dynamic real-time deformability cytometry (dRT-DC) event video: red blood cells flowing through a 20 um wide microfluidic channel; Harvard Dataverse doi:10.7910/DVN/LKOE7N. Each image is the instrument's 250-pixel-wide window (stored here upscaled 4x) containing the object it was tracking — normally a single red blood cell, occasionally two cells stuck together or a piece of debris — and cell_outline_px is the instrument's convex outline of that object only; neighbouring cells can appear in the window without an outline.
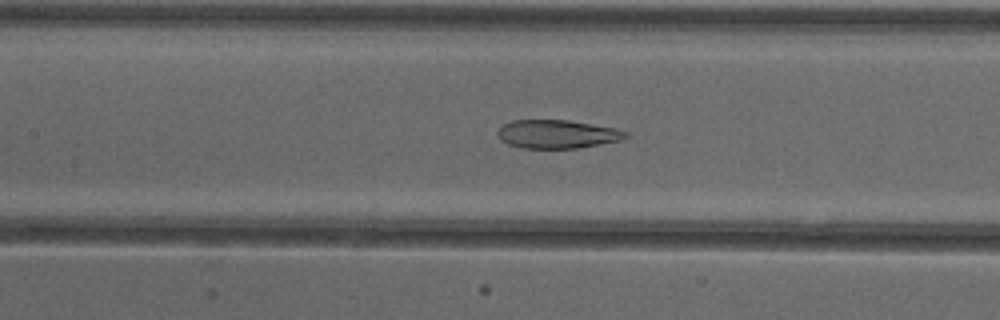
{"species": "common noctule bat (a hibernating species)", "species_latin": "Nyctalus noctula", "temperature_condition": "cold", "stored_images_in_passage": 52, "camera_frame_rate_fps": 3000, "um_per_image_px": 0.085, "animal": {"sex": "female"}, "frame": {"image": 1, "passage_image": 24, "time_ms": 7.667, "image_size_px": [1000, 320], "cell_outline_px": [[632, 136], [620, 140], [576, 148], [524, 148], [508, 144], [500, 140], [496, 132], [504, 124], [512, 120], [568, 120], [616, 128], [628, 132]], "centroid_in_image_um": [47.37, 11.39], "position_along_channel_um": 160.0, "area_um2": 21.21}}
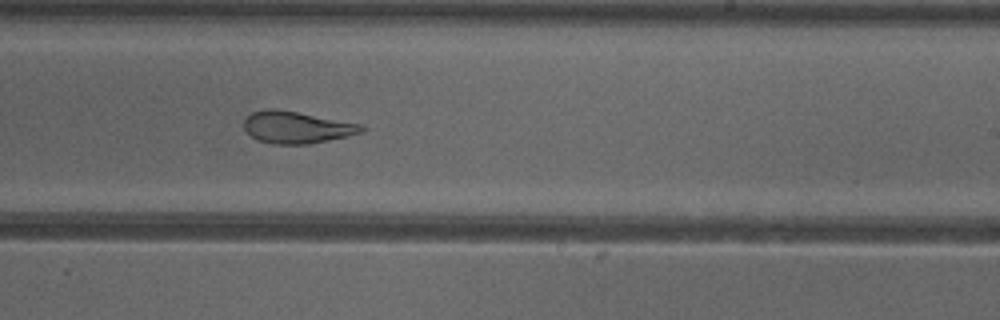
{"frame": {"image": 2, "passage_image": 32, "time_ms": 10.333, "image_size_px": [1000, 320], "cell_outline_px": [[364, 132], [348, 136], [308, 144], [272, 144], [256, 140], [244, 128], [244, 120], [252, 112], [264, 108], [276, 108], [360, 124], [364, 128]], "centroid_in_image_um": [25.18, 10.82], "position_along_channel_um": 263.8, "area_um2": 21.79}}
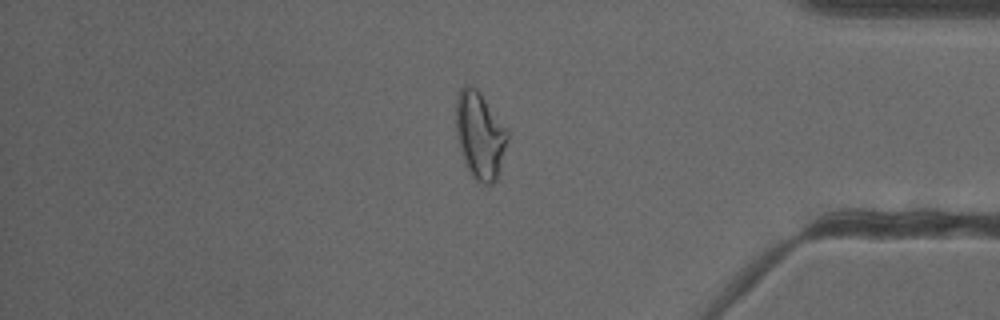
{"frame": {"image": 3, "passage_image": 44, "time_ms": 14.333, "image_size_px": [1000, 320], "cell_outline_px": [[508, 140], [496, 180], [492, 184], [484, 184], [476, 180], [472, 176], [460, 152], [456, 136], [456, 96], [460, 88], [464, 84], [468, 84], [476, 88], [480, 92], [508, 132]], "centroid_in_image_um": [40.76, 11.48], "position_along_channel_um": 394.4, "area_um2": 26.01}, "authors_computed_cell_mechanics": {"area_um2": 26.4435, "velocity_mm_per_s": 3.912, "shape_relaxation_time_tau1_ms": null, "shape_relaxation_time_tau2_ms": 2.5115, "deformation_change_tau1": null, "deformation_change_tau2": 0.0934}}